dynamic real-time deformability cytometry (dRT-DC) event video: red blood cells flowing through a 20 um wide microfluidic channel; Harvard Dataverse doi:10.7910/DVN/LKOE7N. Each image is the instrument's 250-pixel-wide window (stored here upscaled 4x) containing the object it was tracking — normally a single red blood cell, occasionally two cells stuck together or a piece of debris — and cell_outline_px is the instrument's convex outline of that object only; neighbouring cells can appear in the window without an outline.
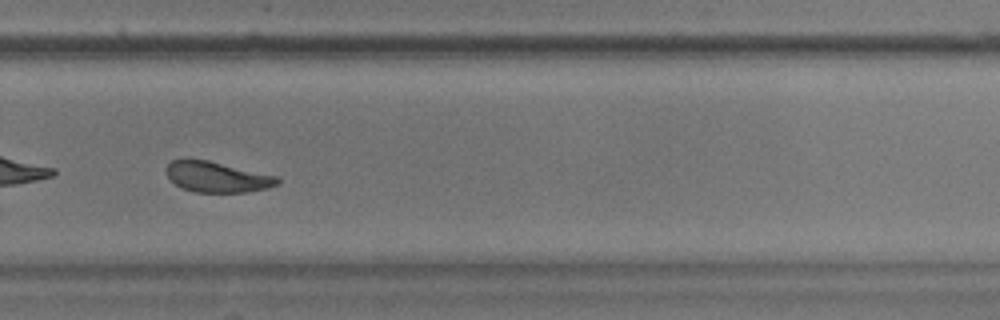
{"species": "common noctule bat (a hibernating species)", "species_latin": "Nyctalus noctula", "temperature_condition": "warm", "stored_images_in_passage": 42, "camera_frame_rate_fps": 3000, "um_per_image_px": 0.085, "animal": {"sex": "male", "body_mass_g": 17.9}, "frame": {"image": 1, "passage_image": 24, "time_ms": 7.667, "image_size_px": [1000, 320], "cell_outline_px": [[280, 184], [268, 188], [248, 192], [196, 192], [180, 188], [168, 176], [168, 164], [172, 160], [184, 156], [208, 160], [276, 176], [280, 180]], "centroid_in_image_um": [18.43, 15.02], "position_along_channel_um": 311.4, "area_um2": 20.0}, "authors_computed_cell_mechanics": {"area_um2": 20.8369, "velocity_mm_per_s": 3.5913, "shape_relaxation_time_tau1_ms": 6.6246, "shape_relaxation_time_tau2_ms": 3.5277, "deformation_change_tau1": 0.159, "deformation_change_tau2": 0.1069}}